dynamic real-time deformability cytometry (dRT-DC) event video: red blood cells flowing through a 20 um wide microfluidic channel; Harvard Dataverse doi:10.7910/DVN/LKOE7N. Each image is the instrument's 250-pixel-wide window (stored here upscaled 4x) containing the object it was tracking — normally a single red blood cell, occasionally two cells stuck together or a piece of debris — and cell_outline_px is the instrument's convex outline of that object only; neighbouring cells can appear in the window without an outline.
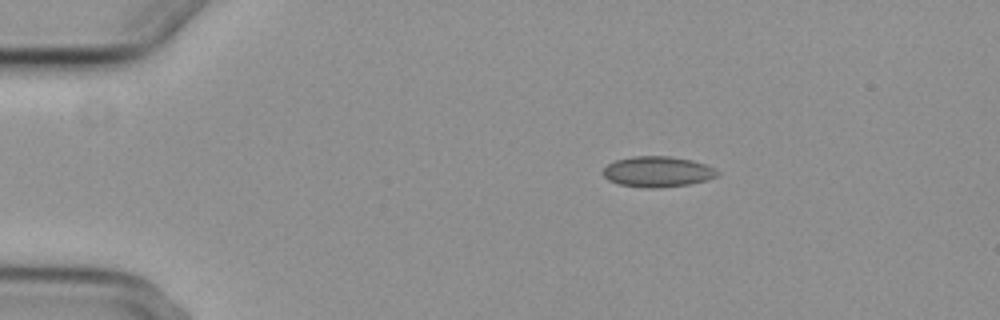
{"species": "common noctule bat (a hibernating species)", "species_latin": "Nyctalus noctula", "temperature_condition": "cold", "stored_images_in_passage": 4, "segment_of_instrument_passage": [1, 2], "camera_frame_rate_fps": 3000, "um_per_image_px": 0.085, "animal": {"sex": "female", "body_mass_g": 29.2, "forearm_length_mm": 56.3}, "frame": {"image": 1, "passage_image": 1, "time_ms": 0.0, "image_size_px": [1000, 320], "cell_outline_px": [[720, 172], [716, 176], [708, 180], [688, 184], [656, 188], [644, 188], [620, 184], [608, 180], [604, 176], [604, 168], [608, 164], [616, 160], [632, 156], [672, 156], [692, 160], [716, 168]], "centroid_in_image_um": [55.92, 14.59], "position_along_channel_um": 29.1, "area_um2": 20.4}}